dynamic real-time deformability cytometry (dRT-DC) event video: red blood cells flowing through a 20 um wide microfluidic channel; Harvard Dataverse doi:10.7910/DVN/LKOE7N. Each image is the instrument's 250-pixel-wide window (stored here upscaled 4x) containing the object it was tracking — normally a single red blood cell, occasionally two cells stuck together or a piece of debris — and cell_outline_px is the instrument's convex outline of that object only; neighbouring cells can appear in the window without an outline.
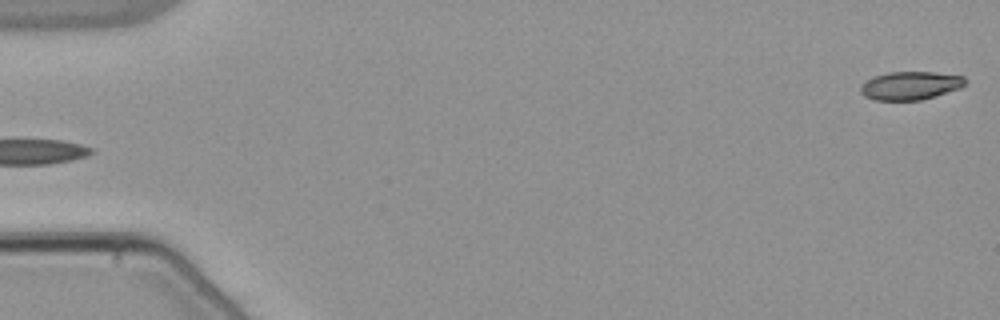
{"species": "common noctule bat (a hibernating species)", "species_latin": "Nyctalus noctula", "temperature_condition": "warm", "stored_images_in_passage": 53, "camera_frame_rate_fps": 3000, "um_per_image_px": 0.085, "animal": {"sex": "male", "body_mass_g": 21.5, "forearm_length_mm": 52.0}, "frame": {"image": 1, "passage_image": 1, "time_ms": 0.0, "image_size_px": [1000, 320], "cell_outline_px": [[968, 80], [960, 88], [936, 96], [920, 100], [876, 100], [864, 96], [860, 92], [860, 84], [872, 76], [888, 72], [932, 72], [964, 76]], "centroid_in_image_um": [77.36, 7.27], "position_along_channel_um": 7.6, "area_um2": 17.4}}
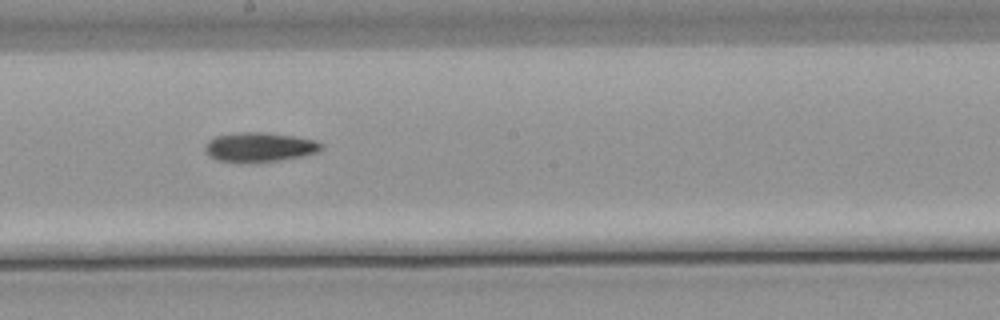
{"frame": {"image": 2, "passage_image": 30, "time_ms": 9.667, "image_size_px": [1000, 320], "cell_outline_px": [[324, 148], [316, 152], [304, 156], [260, 164], [240, 164], [216, 160], [208, 156], [204, 152], [204, 144], [208, 140], [216, 136], [240, 132], [264, 132], [292, 136], [316, 140], [324, 144]], "centroid_in_image_um": [22.02, 12.55], "position_along_channel_um": 226.2, "area_um2": 20.81}}
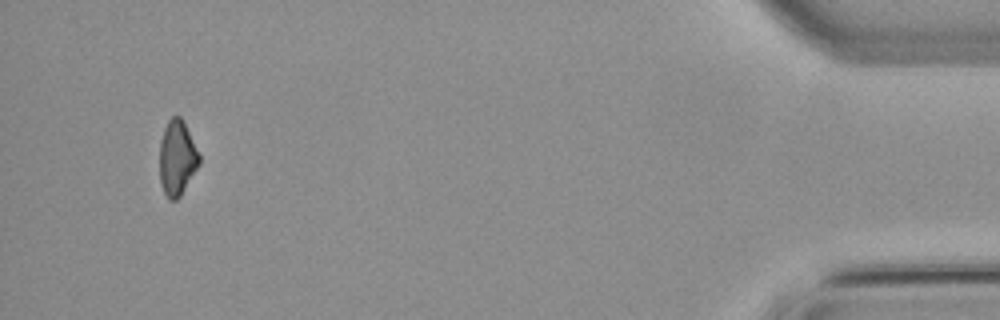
{"frame": {"image": 3, "passage_image": 51, "time_ms": 16.667, "image_size_px": [1000, 320], "cell_outline_px": [[200, 164], [180, 196], [176, 200], [168, 200], [160, 184], [160, 140], [164, 128], [168, 120], [172, 116], [180, 116], [200, 156]], "centroid_in_image_um": [15.03, 13.46], "position_along_channel_um": 420.2, "area_um2": 17.17}, "authors_computed_cell_mechanics": {"area_um2": 18.9006, "velocity_mm_per_s": 3.8592, "shape_relaxation_time_tau1_ms": 8.0833, "shape_relaxation_time_tau2_ms": null, "deformation_change_tau1": 0.1832, "deformation_change_tau2": null}}